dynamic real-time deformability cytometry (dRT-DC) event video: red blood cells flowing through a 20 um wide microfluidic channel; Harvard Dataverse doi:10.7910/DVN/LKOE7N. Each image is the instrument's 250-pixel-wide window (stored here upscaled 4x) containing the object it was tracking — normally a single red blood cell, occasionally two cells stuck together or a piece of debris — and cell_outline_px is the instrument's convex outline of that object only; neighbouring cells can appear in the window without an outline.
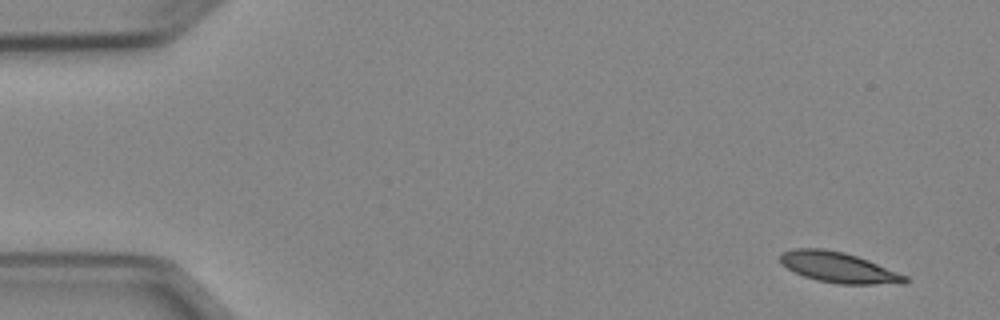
{"species": "Egyptian fruit bat (a non-hibernating species)", "species_latin": "Rousettus aegyptiacus", "temperature_condition": "cold", "stored_images_in_passage": 6, "camera_frame_rate_fps": 3000, "um_per_image_px": 0.085, "animal": {"sex": "female"}, "frame": {"image": 1, "passage_image": 1, "time_ms": 0.0, "image_size_px": [1000, 320], "cell_outline_px": [[908, 280], [904, 284], [840, 284], [816, 280], [804, 276], [780, 264], [780, 252], [792, 248], [820, 248], [844, 252], [868, 260], [908, 276]], "centroid_in_image_um": [71.27, 22.73], "position_along_channel_um": 13.7, "area_um2": 22.25}}
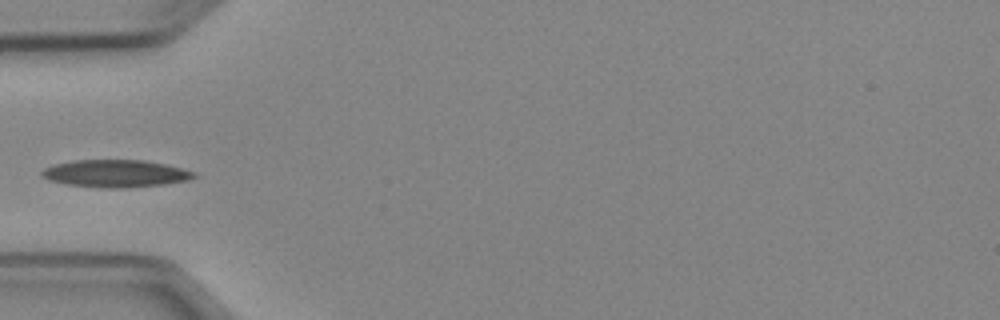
{"frame": {"image": 2, "passage_image": 5, "time_ms": 4.667, "image_size_px": [1000, 320], "cell_outline_px": [[196, 176], [188, 180], [164, 184], [124, 188], [104, 188], [68, 184], [48, 180], [40, 176], [40, 172], [44, 168], [52, 164], [72, 160], [144, 160], [164, 164], [196, 172]], "centroid_in_image_um": [9.77, 14.74], "position_along_channel_um": 75.2, "area_um2": 24.33}}
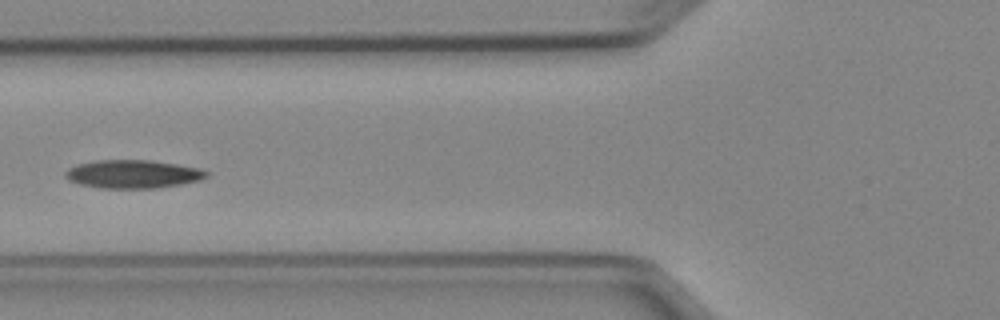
{"frame": {"image": 3, "passage_image": 6, "time_ms": 5.667, "image_size_px": [1000, 320], "cell_outline_px": [[208, 176], [200, 180], [180, 184], [156, 188], [100, 188], [80, 184], [68, 180], [64, 176], [64, 172], [68, 168], [76, 164], [96, 160], [148, 160], [176, 164], [200, 168], [208, 172]], "centroid_in_image_um": [11.26, 14.79], "position_along_channel_um": 114.5, "area_um2": 23.29}}